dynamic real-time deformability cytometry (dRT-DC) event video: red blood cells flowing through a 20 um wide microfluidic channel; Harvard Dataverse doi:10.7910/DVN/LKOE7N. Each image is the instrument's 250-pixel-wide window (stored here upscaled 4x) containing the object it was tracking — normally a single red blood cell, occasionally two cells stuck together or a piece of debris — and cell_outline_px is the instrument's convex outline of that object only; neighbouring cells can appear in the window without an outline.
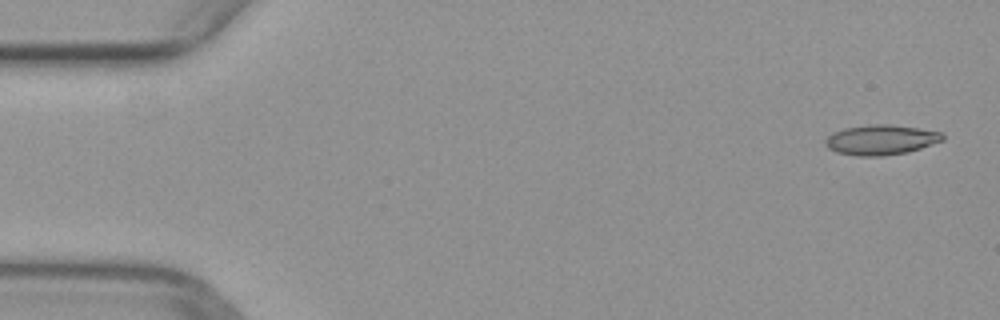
{"species": "common noctule bat (a hibernating species)", "species_latin": "Nyctalus noctula", "temperature_condition": "warm", "stored_images_in_passage": 9, "camera_frame_rate_fps": 3000, "um_per_image_px": 0.085, "animal": {"sex": "female", "body_mass_g": 29.2, "forearm_length_mm": 56.3}, "frame": {"image": 1, "passage_image": 1, "time_ms": 0.0, "image_size_px": [1000, 320], "cell_outline_px": [[944, 140], [908, 152], [880, 156], [856, 156], [836, 152], [828, 148], [824, 144], [824, 140], [832, 132], [844, 128], [868, 124], [892, 124], [940, 132], [944, 136]], "centroid_in_image_um": [74.83, 11.88], "position_along_channel_um": 10.2, "area_um2": 20.58}}